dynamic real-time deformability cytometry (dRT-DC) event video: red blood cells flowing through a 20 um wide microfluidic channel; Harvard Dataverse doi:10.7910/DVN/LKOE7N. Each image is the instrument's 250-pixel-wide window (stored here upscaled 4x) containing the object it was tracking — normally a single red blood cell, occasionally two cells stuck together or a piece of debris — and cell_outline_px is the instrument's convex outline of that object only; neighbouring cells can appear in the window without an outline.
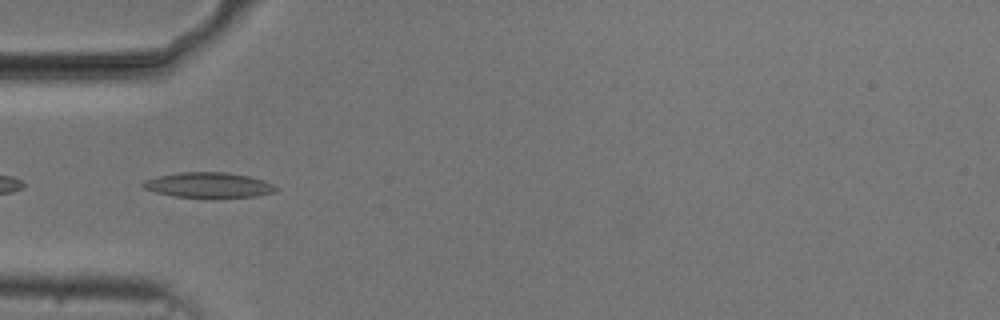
{"species": "common noctule bat (a hibernating species)", "species_latin": "Nyctalus noctula", "temperature_condition": "cold", "stored_images_in_passage": 45, "camera_frame_rate_fps": 3000, "um_per_image_px": 0.085, "animal": {"sex": "male", "body_mass_g": 20.5, "forearm_length_mm": 52.5}, "frame": {"image": 1, "passage_image": 8, "time_ms": 2.333, "image_size_px": [1000, 320], "cell_outline_px": [[280, 188], [276, 192], [256, 196], [212, 200], [176, 196], [156, 192], [144, 188], [140, 184], [144, 180], [156, 176], [180, 172], [224, 172], [248, 176], [264, 180]], "centroid_in_image_um": [17.76, 15.76], "position_along_channel_um": 67.2, "area_um2": 20.29}}
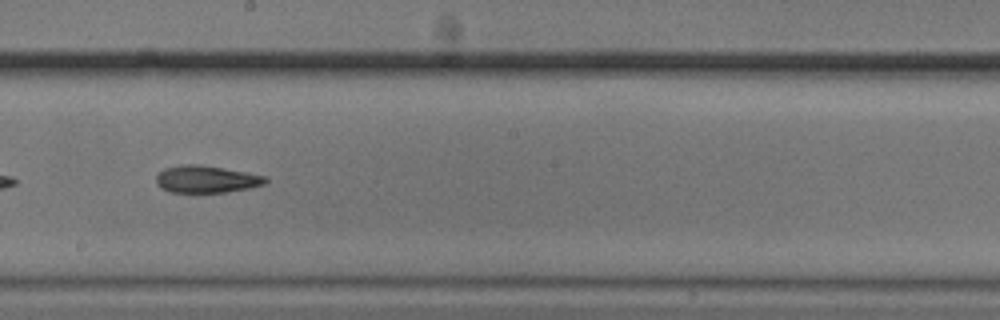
{"frame": {"image": 2, "passage_image": 21, "time_ms": 6.667, "image_size_px": [1000, 320], "cell_outline_px": [[268, 180], [264, 184], [248, 188], [224, 192], [168, 192], [160, 188], [156, 184], [156, 176], [164, 168], [180, 164], [200, 164], [248, 172], [268, 176]], "centroid_in_image_um": [17.52, 15.22], "position_along_channel_um": 230.7, "area_um2": 17.51}}
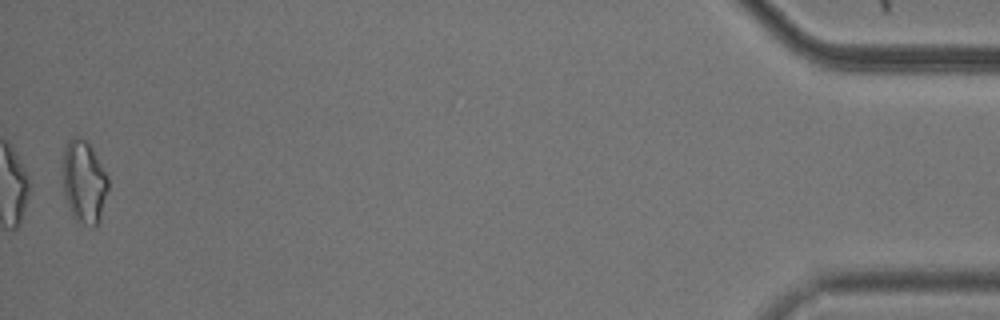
{"frame": {"image": 3, "passage_image": 44, "time_ms": 14.333, "image_size_px": [1000, 320], "cell_outline_px": [[108, 188], [100, 220], [92, 228], [76, 220], [72, 216], [64, 196], [60, 160], [64, 148], [68, 140], [72, 136], [80, 136], [92, 148], [108, 176]], "centroid_in_image_um": [7.09, 15.43], "position_along_channel_um": 428.1, "area_um2": 22.48}, "authors_computed_cell_mechanics": {"area_um2": 18.0336, "velocity_mm_per_s": 3.7528, "shape_relaxation_time_tau1_ms": null, "shape_relaxation_time_tau2_ms": 5.4931, "deformation_change_tau1": null, "deformation_change_tau2": 0.1365}}